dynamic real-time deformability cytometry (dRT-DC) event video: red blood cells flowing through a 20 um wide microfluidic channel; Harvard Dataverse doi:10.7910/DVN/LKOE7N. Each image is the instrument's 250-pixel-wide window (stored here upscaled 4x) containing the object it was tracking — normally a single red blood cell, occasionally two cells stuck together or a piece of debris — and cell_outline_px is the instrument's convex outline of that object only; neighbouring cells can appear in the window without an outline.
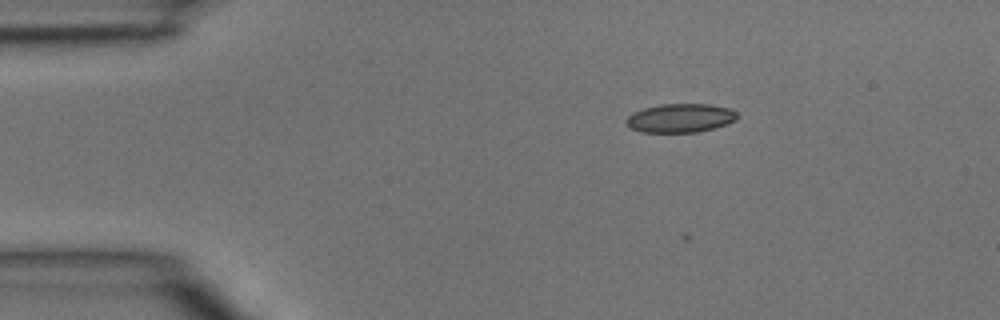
{"species": "common noctule bat (a hibernating species)", "species_latin": "Nyctalus noctula", "temperature_condition": "room temperature", "stored_images_in_passage": 2, "camera_frame_rate_fps": 3000, "um_per_image_px": 0.085, "animal": {"sex": "male", "body_mass_g": 15.6}, "frame": {"image": 1, "passage_image": 1, "time_ms": 0.0, "image_size_px": [1000, 320], "cell_outline_px": [[736, 120], [712, 128], [696, 132], [640, 132], [628, 128], [624, 120], [632, 112], [644, 108], [660, 104], [712, 104], [732, 108], [736, 112]], "centroid_in_image_um": [57.77, 10.02], "position_along_channel_um": 27.2, "area_um2": 18.73}}